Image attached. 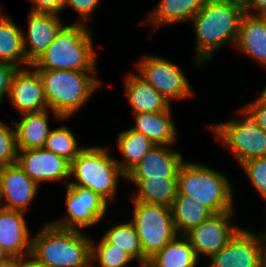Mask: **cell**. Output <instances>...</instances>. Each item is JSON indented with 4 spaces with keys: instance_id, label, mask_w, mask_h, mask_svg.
<instances>
[{
    "instance_id": "1",
    "label": "cell",
    "mask_w": 266,
    "mask_h": 267,
    "mask_svg": "<svg viewBox=\"0 0 266 267\" xmlns=\"http://www.w3.org/2000/svg\"><path fill=\"white\" fill-rule=\"evenodd\" d=\"M244 13V2L239 0L205 1L200 11L191 19L196 38V67L212 60L214 52L229 41L235 47Z\"/></svg>"
},
{
    "instance_id": "2",
    "label": "cell",
    "mask_w": 266,
    "mask_h": 267,
    "mask_svg": "<svg viewBox=\"0 0 266 267\" xmlns=\"http://www.w3.org/2000/svg\"><path fill=\"white\" fill-rule=\"evenodd\" d=\"M91 238L50 222L32 237L31 257L47 267H91Z\"/></svg>"
},
{
    "instance_id": "3",
    "label": "cell",
    "mask_w": 266,
    "mask_h": 267,
    "mask_svg": "<svg viewBox=\"0 0 266 267\" xmlns=\"http://www.w3.org/2000/svg\"><path fill=\"white\" fill-rule=\"evenodd\" d=\"M36 70L42 80L48 109L58 120L76 114L103 84L94 77L97 71Z\"/></svg>"
},
{
    "instance_id": "4",
    "label": "cell",
    "mask_w": 266,
    "mask_h": 267,
    "mask_svg": "<svg viewBox=\"0 0 266 267\" xmlns=\"http://www.w3.org/2000/svg\"><path fill=\"white\" fill-rule=\"evenodd\" d=\"M93 36L86 24L63 25L45 52L31 65L35 69L97 71Z\"/></svg>"
},
{
    "instance_id": "5",
    "label": "cell",
    "mask_w": 266,
    "mask_h": 267,
    "mask_svg": "<svg viewBox=\"0 0 266 267\" xmlns=\"http://www.w3.org/2000/svg\"><path fill=\"white\" fill-rule=\"evenodd\" d=\"M177 180L181 195L195 198L213 214L235 210L232 184L226 175L199 162L184 160Z\"/></svg>"
},
{
    "instance_id": "6",
    "label": "cell",
    "mask_w": 266,
    "mask_h": 267,
    "mask_svg": "<svg viewBox=\"0 0 266 267\" xmlns=\"http://www.w3.org/2000/svg\"><path fill=\"white\" fill-rule=\"evenodd\" d=\"M107 150L98 145L84 147L70 163V176L75 181L65 180V185L87 188L108 203L113 201L120 177L126 179V175Z\"/></svg>"
},
{
    "instance_id": "7",
    "label": "cell",
    "mask_w": 266,
    "mask_h": 267,
    "mask_svg": "<svg viewBox=\"0 0 266 267\" xmlns=\"http://www.w3.org/2000/svg\"><path fill=\"white\" fill-rule=\"evenodd\" d=\"M131 201V222L136 228L143 256L149 260L177 236L172 209L164 205Z\"/></svg>"
},
{
    "instance_id": "8",
    "label": "cell",
    "mask_w": 266,
    "mask_h": 267,
    "mask_svg": "<svg viewBox=\"0 0 266 267\" xmlns=\"http://www.w3.org/2000/svg\"><path fill=\"white\" fill-rule=\"evenodd\" d=\"M242 119L211 124L215 138L228 146L238 164L260 157H266V133L257 126L255 120L242 108Z\"/></svg>"
},
{
    "instance_id": "9",
    "label": "cell",
    "mask_w": 266,
    "mask_h": 267,
    "mask_svg": "<svg viewBox=\"0 0 266 267\" xmlns=\"http://www.w3.org/2000/svg\"><path fill=\"white\" fill-rule=\"evenodd\" d=\"M138 75L150 83L171 105V101L193 96L185 73L175 63L154 55H144L135 65Z\"/></svg>"
},
{
    "instance_id": "10",
    "label": "cell",
    "mask_w": 266,
    "mask_h": 267,
    "mask_svg": "<svg viewBox=\"0 0 266 267\" xmlns=\"http://www.w3.org/2000/svg\"><path fill=\"white\" fill-rule=\"evenodd\" d=\"M65 198L68 215L51 223L57 227L81 230L97 224L106 215L108 202L87 188L66 185ZM80 227V228H79Z\"/></svg>"
},
{
    "instance_id": "11",
    "label": "cell",
    "mask_w": 266,
    "mask_h": 267,
    "mask_svg": "<svg viewBox=\"0 0 266 267\" xmlns=\"http://www.w3.org/2000/svg\"><path fill=\"white\" fill-rule=\"evenodd\" d=\"M233 215L234 211L213 214L184 234L199 259L201 254L209 258L217 253L241 228L232 223Z\"/></svg>"
},
{
    "instance_id": "12",
    "label": "cell",
    "mask_w": 266,
    "mask_h": 267,
    "mask_svg": "<svg viewBox=\"0 0 266 267\" xmlns=\"http://www.w3.org/2000/svg\"><path fill=\"white\" fill-rule=\"evenodd\" d=\"M261 233L240 228L206 267H261Z\"/></svg>"
},
{
    "instance_id": "13",
    "label": "cell",
    "mask_w": 266,
    "mask_h": 267,
    "mask_svg": "<svg viewBox=\"0 0 266 267\" xmlns=\"http://www.w3.org/2000/svg\"><path fill=\"white\" fill-rule=\"evenodd\" d=\"M16 163L39 186L70 178V163L44 148L18 150Z\"/></svg>"
},
{
    "instance_id": "14",
    "label": "cell",
    "mask_w": 266,
    "mask_h": 267,
    "mask_svg": "<svg viewBox=\"0 0 266 267\" xmlns=\"http://www.w3.org/2000/svg\"><path fill=\"white\" fill-rule=\"evenodd\" d=\"M30 67L17 68L10 83L8 98L21 115L48 109L42 80L38 71Z\"/></svg>"
},
{
    "instance_id": "15",
    "label": "cell",
    "mask_w": 266,
    "mask_h": 267,
    "mask_svg": "<svg viewBox=\"0 0 266 267\" xmlns=\"http://www.w3.org/2000/svg\"><path fill=\"white\" fill-rule=\"evenodd\" d=\"M39 188L17 163L0 167V207L26 213Z\"/></svg>"
},
{
    "instance_id": "16",
    "label": "cell",
    "mask_w": 266,
    "mask_h": 267,
    "mask_svg": "<svg viewBox=\"0 0 266 267\" xmlns=\"http://www.w3.org/2000/svg\"><path fill=\"white\" fill-rule=\"evenodd\" d=\"M28 14V33L22 32V38L27 62L32 65L53 42L64 24L58 14L31 11Z\"/></svg>"
},
{
    "instance_id": "17",
    "label": "cell",
    "mask_w": 266,
    "mask_h": 267,
    "mask_svg": "<svg viewBox=\"0 0 266 267\" xmlns=\"http://www.w3.org/2000/svg\"><path fill=\"white\" fill-rule=\"evenodd\" d=\"M172 146L155 145L127 175L126 179L177 177L184 159Z\"/></svg>"
},
{
    "instance_id": "18",
    "label": "cell",
    "mask_w": 266,
    "mask_h": 267,
    "mask_svg": "<svg viewBox=\"0 0 266 267\" xmlns=\"http://www.w3.org/2000/svg\"><path fill=\"white\" fill-rule=\"evenodd\" d=\"M25 214L0 207V244L10 256H31L32 236Z\"/></svg>"
},
{
    "instance_id": "19",
    "label": "cell",
    "mask_w": 266,
    "mask_h": 267,
    "mask_svg": "<svg viewBox=\"0 0 266 267\" xmlns=\"http://www.w3.org/2000/svg\"><path fill=\"white\" fill-rule=\"evenodd\" d=\"M235 47L266 66V24L260 15L243 14Z\"/></svg>"
},
{
    "instance_id": "20",
    "label": "cell",
    "mask_w": 266,
    "mask_h": 267,
    "mask_svg": "<svg viewBox=\"0 0 266 267\" xmlns=\"http://www.w3.org/2000/svg\"><path fill=\"white\" fill-rule=\"evenodd\" d=\"M171 106L161 112L135 113L134 123L131 129L142 133L150 139L154 145L173 146L178 140V132L172 121Z\"/></svg>"
},
{
    "instance_id": "21",
    "label": "cell",
    "mask_w": 266,
    "mask_h": 267,
    "mask_svg": "<svg viewBox=\"0 0 266 267\" xmlns=\"http://www.w3.org/2000/svg\"><path fill=\"white\" fill-rule=\"evenodd\" d=\"M124 89L126 97L132 106V114L152 113L167 110L171 105L148 82L141 78L137 72H129L125 76Z\"/></svg>"
},
{
    "instance_id": "22",
    "label": "cell",
    "mask_w": 266,
    "mask_h": 267,
    "mask_svg": "<svg viewBox=\"0 0 266 267\" xmlns=\"http://www.w3.org/2000/svg\"><path fill=\"white\" fill-rule=\"evenodd\" d=\"M206 0H160L148 17L141 21V25L148 22L154 28L151 34L159 27L180 22H191V19L200 11Z\"/></svg>"
},
{
    "instance_id": "23",
    "label": "cell",
    "mask_w": 266,
    "mask_h": 267,
    "mask_svg": "<svg viewBox=\"0 0 266 267\" xmlns=\"http://www.w3.org/2000/svg\"><path fill=\"white\" fill-rule=\"evenodd\" d=\"M50 109L22 114L19 122L12 121L16 132L17 150L43 148L50 133Z\"/></svg>"
},
{
    "instance_id": "24",
    "label": "cell",
    "mask_w": 266,
    "mask_h": 267,
    "mask_svg": "<svg viewBox=\"0 0 266 267\" xmlns=\"http://www.w3.org/2000/svg\"><path fill=\"white\" fill-rule=\"evenodd\" d=\"M135 184L137 192L131 196L134 201L146 204L172 207L178 193L177 177L125 179Z\"/></svg>"
},
{
    "instance_id": "25",
    "label": "cell",
    "mask_w": 266,
    "mask_h": 267,
    "mask_svg": "<svg viewBox=\"0 0 266 267\" xmlns=\"http://www.w3.org/2000/svg\"><path fill=\"white\" fill-rule=\"evenodd\" d=\"M0 61L17 68L31 66L23 48L22 29L0 9ZM21 65V66H20Z\"/></svg>"
},
{
    "instance_id": "26",
    "label": "cell",
    "mask_w": 266,
    "mask_h": 267,
    "mask_svg": "<svg viewBox=\"0 0 266 267\" xmlns=\"http://www.w3.org/2000/svg\"><path fill=\"white\" fill-rule=\"evenodd\" d=\"M199 258L184 234L177 236L148 260L153 267H196Z\"/></svg>"
},
{
    "instance_id": "27",
    "label": "cell",
    "mask_w": 266,
    "mask_h": 267,
    "mask_svg": "<svg viewBox=\"0 0 266 267\" xmlns=\"http://www.w3.org/2000/svg\"><path fill=\"white\" fill-rule=\"evenodd\" d=\"M116 145L124 161L115 160L125 175L155 146L150 139L131 128L119 132Z\"/></svg>"
},
{
    "instance_id": "28",
    "label": "cell",
    "mask_w": 266,
    "mask_h": 267,
    "mask_svg": "<svg viewBox=\"0 0 266 267\" xmlns=\"http://www.w3.org/2000/svg\"><path fill=\"white\" fill-rule=\"evenodd\" d=\"M171 209L177 234H185L213 215L198 200L188 195H181L179 192Z\"/></svg>"
},
{
    "instance_id": "29",
    "label": "cell",
    "mask_w": 266,
    "mask_h": 267,
    "mask_svg": "<svg viewBox=\"0 0 266 267\" xmlns=\"http://www.w3.org/2000/svg\"><path fill=\"white\" fill-rule=\"evenodd\" d=\"M103 237L109 243L117 245L120 249L122 248L134 260L136 259L138 264L148 262L143 256L136 228L131 221L111 226Z\"/></svg>"
},
{
    "instance_id": "30",
    "label": "cell",
    "mask_w": 266,
    "mask_h": 267,
    "mask_svg": "<svg viewBox=\"0 0 266 267\" xmlns=\"http://www.w3.org/2000/svg\"><path fill=\"white\" fill-rule=\"evenodd\" d=\"M78 143L71 130L63 125L50 131L43 148L71 163L84 148V146L80 147Z\"/></svg>"
},
{
    "instance_id": "31",
    "label": "cell",
    "mask_w": 266,
    "mask_h": 267,
    "mask_svg": "<svg viewBox=\"0 0 266 267\" xmlns=\"http://www.w3.org/2000/svg\"><path fill=\"white\" fill-rule=\"evenodd\" d=\"M91 240V267H96L95 261L98 262L99 267H128L134 260L122 248L109 243L104 237L98 244L93 241V238Z\"/></svg>"
},
{
    "instance_id": "32",
    "label": "cell",
    "mask_w": 266,
    "mask_h": 267,
    "mask_svg": "<svg viewBox=\"0 0 266 267\" xmlns=\"http://www.w3.org/2000/svg\"><path fill=\"white\" fill-rule=\"evenodd\" d=\"M16 132L0 120V167L17 162Z\"/></svg>"
},
{
    "instance_id": "33",
    "label": "cell",
    "mask_w": 266,
    "mask_h": 267,
    "mask_svg": "<svg viewBox=\"0 0 266 267\" xmlns=\"http://www.w3.org/2000/svg\"><path fill=\"white\" fill-rule=\"evenodd\" d=\"M240 166L249 177L252 186L266 201V157L248 160Z\"/></svg>"
},
{
    "instance_id": "34",
    "label": "cell",
    "mask_w": 266,
    "mask_h": 267,
    "mask_svg": "<svg viewBox=\"0 0 266 267\" xmlns=\"http://www.w3.org/2000/svg\"><path fill=\"white\" fill-rule=\"evenodd\" d=\"M99 2L101 0H65L64 9L70 7L75 10L80 18L78 23L87 25Z\"/></svg>"
},
{
    "instance_id": "35",
    "label": "cell",
    "mask_w": 266,
    "mask_h": 267,
    "mask_svg": "<svg viewBox=\"0 0 266 267\" xmlns=\"http://www.w3.org/2000/svg\"><path fill=\"white\" fill-rule=\"evenodd\" d=\"M242 108L255 120L257 126L266 133V98L259 94L257 98Z\"/></svg>"
},
{
    "instance_id": "36",
    "label": "cell",
    "mask_w": 266,
    "mask_h": 267,
    "mask_svg": "<svg viewBox=\"0 0 266 267\" xmlns=\"http://www.w3.org/2000/svg\"><path fill=\"white\" fill-rule=\"evenodd\" d=\"M16 70L14 65L0 61V104L4 102L5 96L8 98L11 79Z\"/></svg>"
},
{
    "instance_id": "37",
    "label": "cell",
    "mask_w": 266,
    "mask_h": 267,
    "mask_svg": "<svg viewBox=\"0 0 266 267\" xmlns=\"http://www.w3.org/2000/svg\"><path fill=\"white\" fill-rule=\"evenodd\" d=\"M32 6L31 12L54 13L58 14L64 11L65 0H30Z\"/></svg>"
},
{
    "instance_id": "38",
    "label": "cell",
    "mask_w": 266,
    "mask_h": 267,
    "mask_svg": "<svg viewBox=\"0 0 266 267\" xmlns=\"http://www.w3.org/2000/svg\"><path fill=\"white\" fill-rule=\"evenodd\" d=\"M245 12L252 15H260L266 11V0H246L244 2Z\"/></svg>"
},
{
    "instance_id": "39",
    "label": "cell",
    "mask_w": 266,
    "mask_h": 267,
    "mask_svg": "<svg viewBox=\"0 0 266 267\" xmlns=\"http://www.w3.org/2000/svg\"><path fill=\"white\" fill-rule=\"evenodd\" d=\"M25 257L10 256L5 261L0 262V267H21Z\"/></svg>"
},
{
    "instance_id": "40",
    "label": "cell",
    "mask_w": 266,
    "mask_h": 267,
    "mask_svg": "<svg viewBox=\"0 0 266 267\" xmlns=\"http://www.w3.org/2000/svg\"><path fill=\"white\" fill-rule=\"evenodd\" d=\"M21 267H47V266L38 263L33 257L28 256L24 258Z\"/></svg>"
},
{
    "instance_id": "41",
    "label": "cell",
    "mask_w": 266,
    "mask_h": 267,
    "mask_svg": "<svg viewBox=\"0 0 266 267\" xmlns=\"http://www.w3.org/2000/svg\"><path fill=\"white\" fill-rule=\"evenodd\" d=\"M261 267H266V237H261Z\"/></svg>"
},
{
    "instance_id": "42",
    "label": "cell",
    "mask_w": 266,
    "mask_h": 267,
    "mask_svg": "<svg viewBox=\"0 0 266 267\" xmlns=\"http://www.w3.org/2000/svg\"><path fill=\"white\" fill-rule=\"evenodd\" d=\"M10 255L3 249L2 245L0 244V262L5 261Z\"/></svg>"
},
{
    "instance_id": "43",
    "label": "cell",
    "mask_w": 266,
    "mask_h": 267,
    "mask_svg": "<svg viewBox=\"0 0 266 267\" xmlns=\"http://www.w3.org/2000/svg\"><path fill=\"white\" fill-rule=\"evenodd\" d=\"M139 267H153L151 264H149L148 262L146 263H140L138 264Z\"/></svg>"
},
{
    "instance_id": "44",
    "label": "cell",
    "mask_w": 266,
    "mask_h": 267,
    "mask_svg": "<svg viewBox=\"0 0 266 267\" xmlns=\"http://www.w3.org/2000/svg\"><path fill=\"white\" fill-rule=\"evenodd\" d=\"M260 17L263 19V21H264L265 24H266V11L262 12V13L260 14Z\"/></svg>"
},
{
    "instance_id": "45",
    "label": "cell",
    "mask_w": 266,
    "mask_h": 267,
    "mask_svg": "<svg viewBox=\"0 0 266 267\" xmlns=\"http://www.w3.org/2000/svg\"><path fill=\"white\" fill-rule=\"evenodd\" d=\"M260 94L266 98V87L261 91Z\"/></svg>"
}]
</instances>
